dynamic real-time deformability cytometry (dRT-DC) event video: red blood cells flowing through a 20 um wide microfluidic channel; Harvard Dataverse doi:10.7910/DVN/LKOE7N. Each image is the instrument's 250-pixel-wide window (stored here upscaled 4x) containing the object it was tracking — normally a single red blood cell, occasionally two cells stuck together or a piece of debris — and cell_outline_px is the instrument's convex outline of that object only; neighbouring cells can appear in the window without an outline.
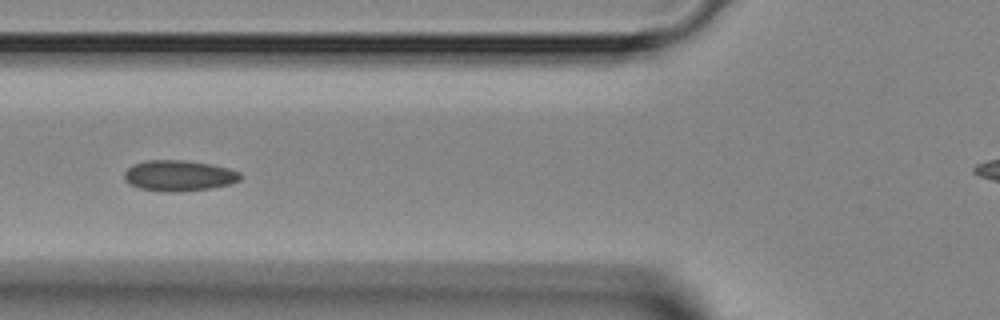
{"species": "Egyptian fruit bat (a non-hibernating species)", "species_latin": "Rousettus aegyptiacus", "temperature_condition": "room temperature", "stored_images_in_passage": 2, "camera_frame_rate_fps": 3000, "um_per_image_px": 0.085, "animal": {"sex": "female"}, "frame": {"image": 1, "passage_image": 2, "time_ms": 1.0, "image_size_px": [1000, 320], "cell_outline_px": [[240, 180], [232, 184], [208, 188], [140, 188], [128, 184], [124, 180], [124, 172], [132, 164], [144, 160], [184, 160], [212, 164], [228, 168], [240, 172]], "centroid_in_image_um": [15.2, 14.85], "position_along_channel_um": 110.6, "area_um2": 19.83}}